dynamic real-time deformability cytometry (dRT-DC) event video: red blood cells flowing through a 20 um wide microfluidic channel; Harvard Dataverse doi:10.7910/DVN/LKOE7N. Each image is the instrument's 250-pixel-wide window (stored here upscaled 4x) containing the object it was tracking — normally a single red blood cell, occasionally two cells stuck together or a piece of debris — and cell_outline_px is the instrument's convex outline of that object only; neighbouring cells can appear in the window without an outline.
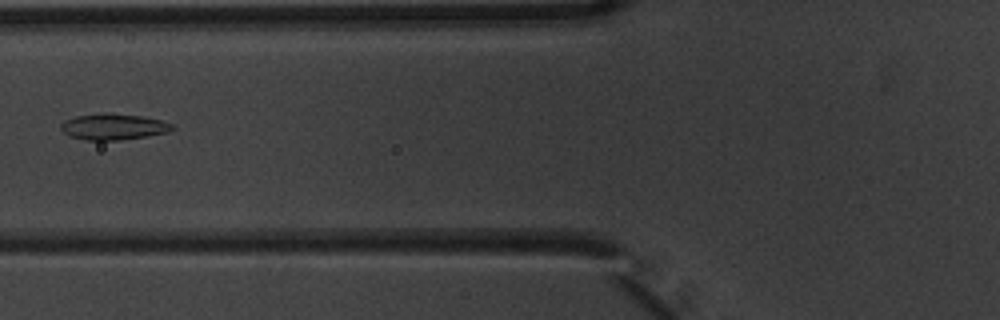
{"species": "common noctule bat (a hibernating species)", "species_latin": "Nyctalus noctula", "temperature_condition": "warm", "stored_images_in_passage": 3, "camera_frame_rate_fps": 3000, "um_per_image_px": 0.085, "animal": {"sex": "male", "body_mass_g": 20.1, "forearm_length_mm": 53.5}, "frame": {"image": 1, "passage_image": 3, "time_ms": 0.667, "image_size_px": [1000, 320], "cell_outline_px": [[176, 128], [168, 132], [148, 136], [120, 140], [84, 140], [68, 136], [60, 128], [60, 124], [64, 120], [76, 116], [104, 112], [140, 116], [160, 120], [172, 124]], "centroid_in_image_um": [9.61, 10.77], "position_along_channel_um": 116.2, "area_um2": 17.05}}